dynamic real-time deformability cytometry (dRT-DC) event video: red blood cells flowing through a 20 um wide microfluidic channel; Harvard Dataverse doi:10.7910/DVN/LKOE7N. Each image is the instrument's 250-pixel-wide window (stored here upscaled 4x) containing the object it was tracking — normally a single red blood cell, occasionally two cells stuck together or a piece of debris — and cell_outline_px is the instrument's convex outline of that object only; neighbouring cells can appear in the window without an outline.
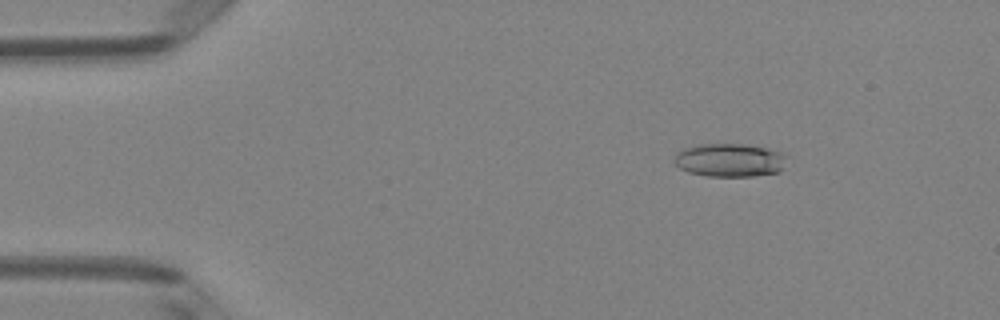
{"species": "Egyptian fruit bat (a non-hibernating species)", "species_latin": "Rousettus aegyptiacus", "temperature_condition": "room temperature", "stored_images_in_passage": 50, "camera_frame_rate_fps": 3000, "um_per_image_px": 0.085, "animal": {"sex": "female"}, "frame": {"image": 1, "passage_image": 7, "time_ms": 2.0, "image_size_px": [1000, 320], "cell_outline_px": [[784, 156], [780, 172], [752, 176], [708, 176], [688, 172], [680, 168], [672, 160], [684, 148], [700, 144], [744, 144], [768, 148], [784, 152]], "centroid_in_image_um": [62.01, 13.61], "position_along_channel_um": 23.0, "area_um2": 21.68}}
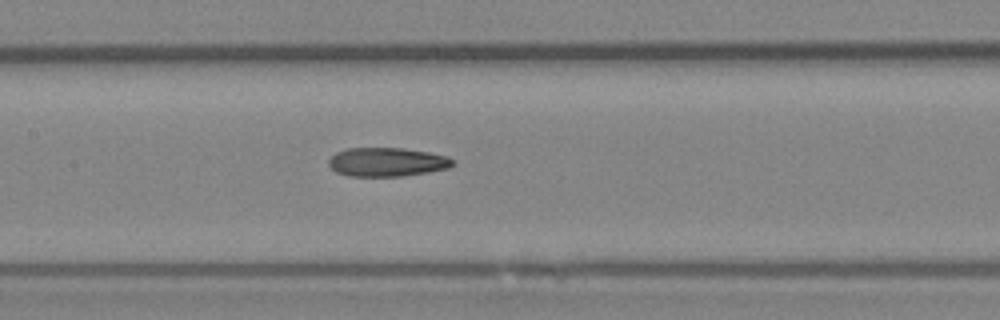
{"frame": {"image": 2, "passage_image": 24, "time_ms": 7.667, "image_size_px": [1000, 320], "cell_outline_px": [[456, 164], [448, 168], [428, 172], [400, 176], [348, 176], [336, 172], [328, 164], [328, 160], [336, 152], [348, 148], [404, 148], [428, 152], [448, 156], [456, 160]], "centroid_in_image_um": [32.92, 13.77], "position_along_channel_um": 174.5, "area_um2": 20.98}}
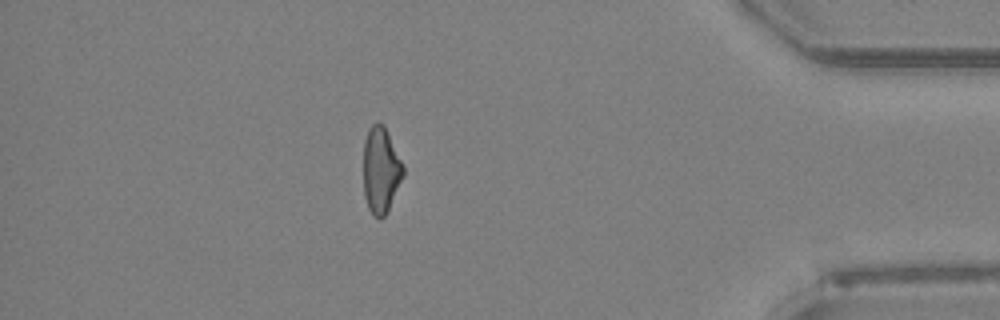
{"frame": {"image": 3, "passage_image": 44, "time_ms": 14.333, "image_size_px": [1000, 320], "cell_outline_px": [[404, 176], [384, 216], [380, 220], [372, 216], [368, 208], [364, 196], [364, 140], [368, 128], [372, 124], [384, 124], [404, 164]], "centroid_in_image_um": [32.37, 14.46], "position_along_channel_um": 402.8, "area_um2": 20.11}, "authors_computed_cell_mechanics": {"area_um2": 21.1548, "velocity_mm_per_s": 4.0406, "shape_relaxation_time_tau1_ms": null, "shape_relaxation_time_tau2_ms": 4.6519, "deformation_change_tau1": null, "deformation_change_tau2": 0.1568}}